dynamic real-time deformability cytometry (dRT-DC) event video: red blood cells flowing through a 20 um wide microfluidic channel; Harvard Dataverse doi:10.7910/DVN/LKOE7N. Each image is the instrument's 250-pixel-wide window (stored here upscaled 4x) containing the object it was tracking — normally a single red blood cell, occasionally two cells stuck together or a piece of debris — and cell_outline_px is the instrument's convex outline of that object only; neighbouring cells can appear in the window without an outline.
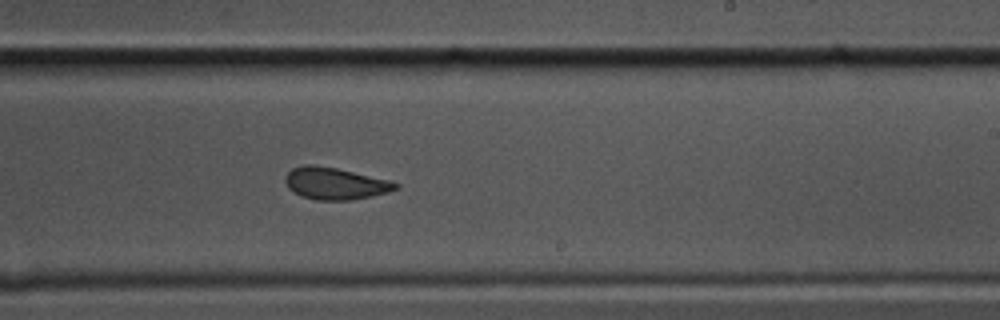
{"species": "common noctule bat (a hibernating species)", "species_latin": "Nyctalus noctula", "temperature_condition": "cold", "stored_images_in_passage": 60, "camera_frame_rate_fps": 3000, "um_per_image_px": 0.085, "animal": {"sex": "male", "body_mass_g": 17.5, "forearm_length_mm": 52.3}, "frame": {"image": 1, "passage_image": 35, "time_ms": 11.333, "image_size_px": [1000, 320], "cell_outline_px": [[400, 188], [388, 192], [372, 196], [352, 200], [316, 200], [300, 196], [288, 188], [284, 180], [284, 176], [292, 168], [304, 164], [312, 164], [336, 168], [388, 180], [400, 184]], "centroid_in_image_um": [28.46, 15.6], "position_along_channel_um": 260.5, "area_um2": 20.63}, "authors_computed_cell_mechanics": {"area_um2": 21.1259, "velocity_mm_per_s": 3.3581, "shape_relaxation_time_tau1_ms": null, "shape_relaxation_time_tau2_ms": 2.1147, "deformation_change_tau1": null, "deformation_change_tau2": 0.0563}}